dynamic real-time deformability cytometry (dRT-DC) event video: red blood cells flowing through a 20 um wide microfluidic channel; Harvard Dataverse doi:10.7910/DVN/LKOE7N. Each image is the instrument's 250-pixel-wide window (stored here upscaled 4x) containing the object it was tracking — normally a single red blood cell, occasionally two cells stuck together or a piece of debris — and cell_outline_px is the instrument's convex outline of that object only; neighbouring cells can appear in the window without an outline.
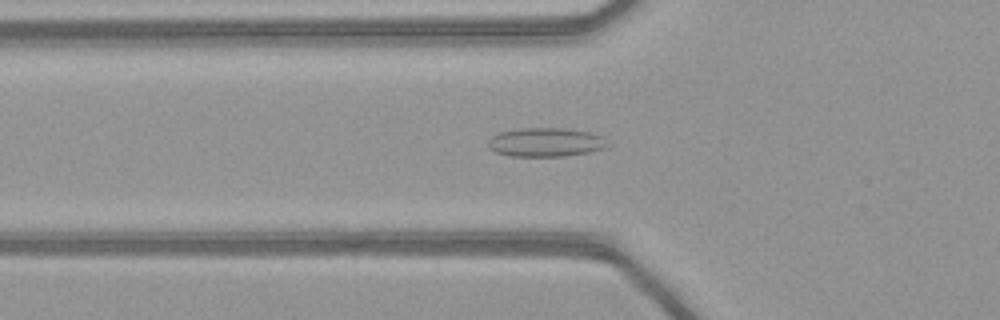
{"species": "common noctule bat (a hibernating species)", "species_latin": "Nyctalus noctula", "temperature_condition": "warm", "stored_images_in_passage": 50, "camera_frame_rate_fps": 3000, "um_per_image_px": 0.085, "animal": {"sex": "female", "body_mass_g": 21.9}, "frame": {"image": 1, "passage_image": 18, "time_ms": 5.667, "image_size_px": [1000, 320], "cell_outline_px": [[608, 144], [604, 148], [588, 152], [564, 156], [508, 156], [496, 152], [488, 148], [488, 140], [492, 136], [500, 132], [520, 128], [564, 128], [592, 132], [604, 136]], "centroid_in_image_um": [46.38, 12.08], "position_along_channel_um": 79.4, "area_um2": 20.23}}
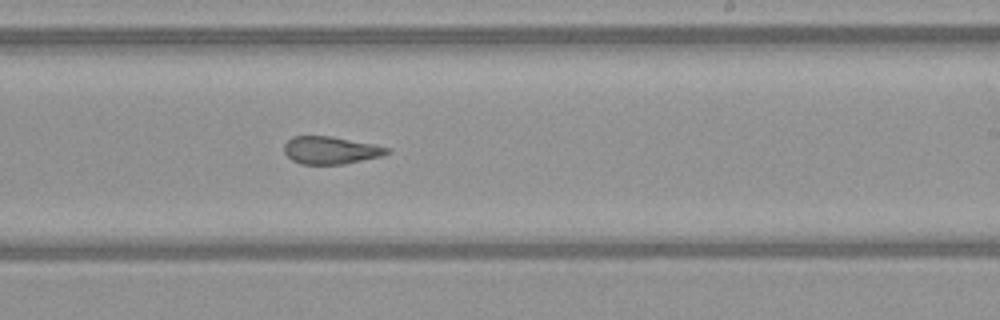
{"frame": {"image": 2, "passage_image": 31, "time_ms": 10.0, "image_size_px": [1000, 320], "cell_outline_px": [[392, 152], [380, 156], [344, 164], [300, 164], [292, 160], [284, 152], [284, 144], [292, 136], [332, 136], [376, 144], [392, 148]], "centroid_in_image_um": [28.14, 12.76], "position_along_channel_um": 260.9, "area_um2": 16.7}}
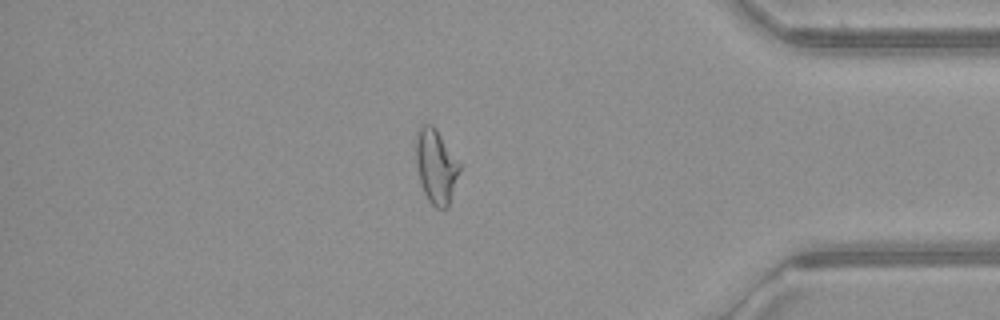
{"frame": {"image": 3, "passage_image": 43, "time_ms": 14.0, "image_size_px": [1000, 320], "cell_outline_px": [[460, 172], [448, 208], [436, 208], [428, 200], [424, 192], [420, 180], [416, 164], [416, 136], [420, 124], [432, 124], [436, 128], [460, 164]], "centroid_in_image_um": [37.06, 14.13], "position_along_channel_um": 398.1, "area_um2": 18.84}, "authors_computed_cell_mechanics": {"area_um2": 19.1607, "velocity_mm_per_s": 4.1588, "shape_relaxation_time_tau1_ms": null, "shape_relaxation_time_tau2_ms": 1.9777, "deformation_change_tau1": null, "deformation_change_tau2": 0.1066}}